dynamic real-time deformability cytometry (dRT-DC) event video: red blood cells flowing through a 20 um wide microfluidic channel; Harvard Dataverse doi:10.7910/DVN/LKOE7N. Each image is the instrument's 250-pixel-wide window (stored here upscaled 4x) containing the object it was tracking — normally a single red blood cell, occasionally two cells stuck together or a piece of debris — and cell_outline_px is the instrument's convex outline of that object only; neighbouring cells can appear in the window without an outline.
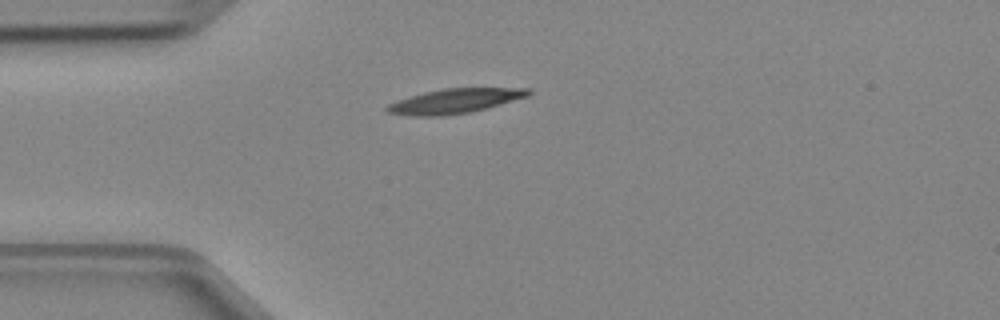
{"species": "Egyptian fruit bat (a non-hibernating species)", "species_latin": "Rousettus aegyptiacus", "temperature_condition": "cold", "stored_images_in_passage": 1, "camera_frame_rate_fps": 3000, "um_per_image_px": 0.085, "animal": {"sex": "female"}, "frame": {"image": 1, "passage_image": 1, "time_ms": 0.0, "image_size_px": [1000, 320], "cell_outline_px": [[532, 92], [528, 96], [500, 104], [468, 112], [444, 116], [412, 116], [388, 112], [384, 108], [388, 104], [396, 100], [424, 92], [444, 88], [532, 88]], "centroid_in_image_um": [38.63, 8.58], "position_along_channel_um": 46.4, "area_um2": 20.11}}